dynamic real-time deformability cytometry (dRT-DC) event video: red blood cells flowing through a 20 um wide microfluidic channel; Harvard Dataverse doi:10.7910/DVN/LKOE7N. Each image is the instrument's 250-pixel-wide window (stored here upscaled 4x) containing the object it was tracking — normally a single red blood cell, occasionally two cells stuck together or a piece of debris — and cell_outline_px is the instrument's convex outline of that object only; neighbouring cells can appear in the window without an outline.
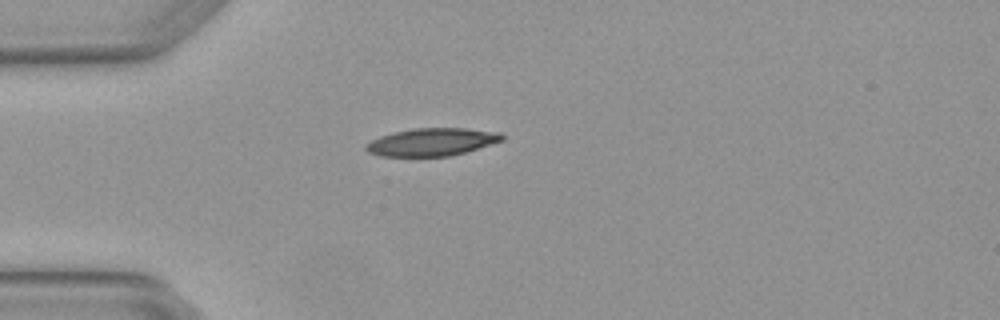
{"species": "Egyptian fruit bat (a non-hibernating species)", "species_latin": "Rousettus aegyptiacus", "temperature_condition": "warm", "stored_images_in_passage": 1, "camera_frame_rate_fps": 3000, "um_per_image_px": 0.085, "animal": {"sex": "female"}, "frame": {"image": 1, "passage_image": 1, "time_ms": 0.0, "image_size_px": [1000, 320], "cell_outline_px": [[504, 140], [464, 152], [448, 156], [380, 156], [368, 152], [364, 148], [364, 144], [380, 136], [392, 132], [416, 128], [468, 128], [500, 132], [504, 136]], "centroid_in_image_um": [36.69, 12.06], "position_along_channel_um": 48.3, "area_um2": 21.96}}